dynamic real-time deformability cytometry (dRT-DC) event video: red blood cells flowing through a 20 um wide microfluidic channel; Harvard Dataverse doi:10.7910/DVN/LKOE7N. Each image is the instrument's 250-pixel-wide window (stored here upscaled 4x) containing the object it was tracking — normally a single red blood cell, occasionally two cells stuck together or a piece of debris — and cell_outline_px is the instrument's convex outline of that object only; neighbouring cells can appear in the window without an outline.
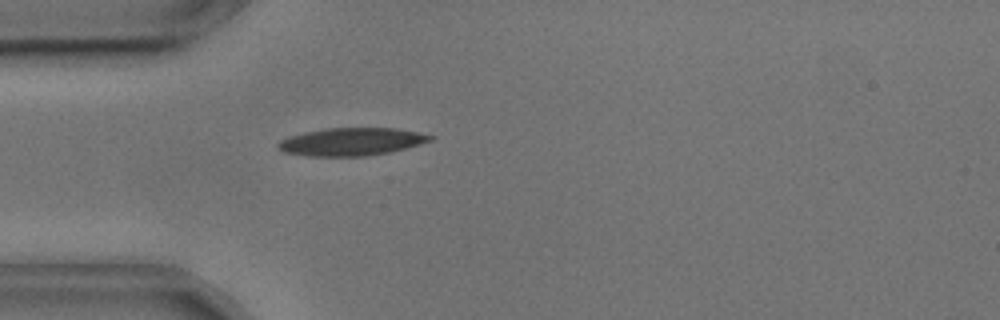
{"species": "common noctule bat (a hibernating species)", "species_latin": "Nyctalus noctula", "temperature_condition": "cold", "stored_images_in_passage": 41, "camera_frame_rate_fps": 3000, "um_per_image_px": 0.085, "animal": {"sex": "male", "body_mass_g": 17.9, "forearm_length_mm": 54.2}, "frame": {"image": 1, "passage_image": 2, "time_ms": 0.333, "image_size_px": [1000, 320], "cell_outline_px": [[436, 136], [432, 140], [420, 144], [388, 152], [364, 156], [308, 156], [284, 152], [276, 148], [276, 144], [280, 140], [288, 136], [304, 132], [324, 128], [396, 128]], "centroid_in_image_um": [29.82, 12.04], "position_along_channel_um": 55.2, "area_um2": 24.62}}
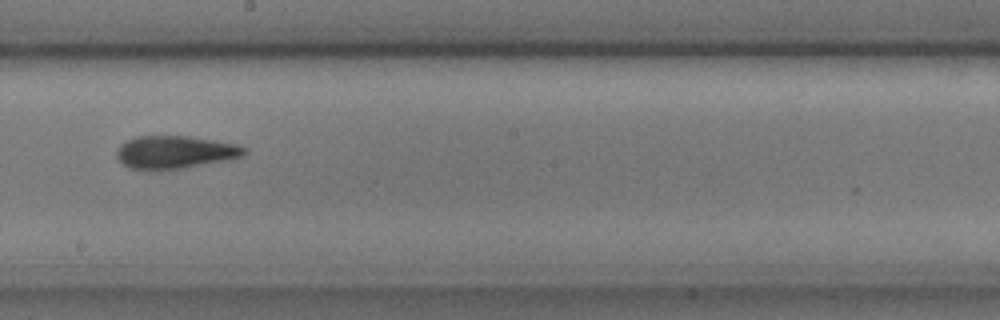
{"frame": {"image": 2, "passage_image": 17, "time_ms": 5.333, "image_size_px": [1000, 320], "cell_outline_px": [[248, 152], [244, 156], [228, 160], [184, 168], [128, 168], [116, 156], [116, 152], [120, 144], [136, 136], [188, 136], [236, 144], [248, 148]], "centroid_in_image_um": [14.93, 12.91], "position_along_channel_um": 233.3, "area_um2": 24.1}}
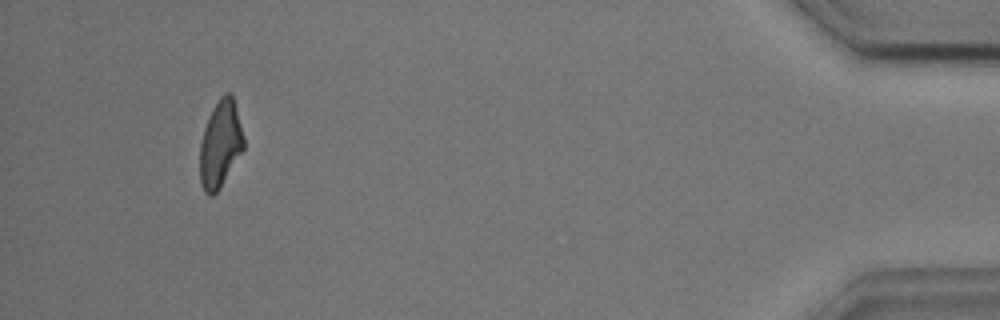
{"frame": {"image": 3, "passage_image": 38, "time_ms": 12.333, "image_size_px": [1000, 320], "cell_outline_px": [[244, 148], [220, 188], [212, 196], [208, 196], [204, 192], [200, 184], [200, 144], [204, 128], [212, 108], [220, 96], [224, 92], [232, 92], [244, 136]], "centroid_in_image_um": [18.72, 12.23], "position_along_channel_um": 416.5, "area_um2": 22.37}, "authors_computed_cell_mechanics": {"area_um2": 23.6402, "velocity_mm_per_s": 3.6371, "shape_relaxation_time_tau1_ms": 5.4853, "shape_relaxation_time_tau2_ms": 2.516, "deformation_change_tau1": 0.1723, "deformation_change_tau2": 0.1027}}